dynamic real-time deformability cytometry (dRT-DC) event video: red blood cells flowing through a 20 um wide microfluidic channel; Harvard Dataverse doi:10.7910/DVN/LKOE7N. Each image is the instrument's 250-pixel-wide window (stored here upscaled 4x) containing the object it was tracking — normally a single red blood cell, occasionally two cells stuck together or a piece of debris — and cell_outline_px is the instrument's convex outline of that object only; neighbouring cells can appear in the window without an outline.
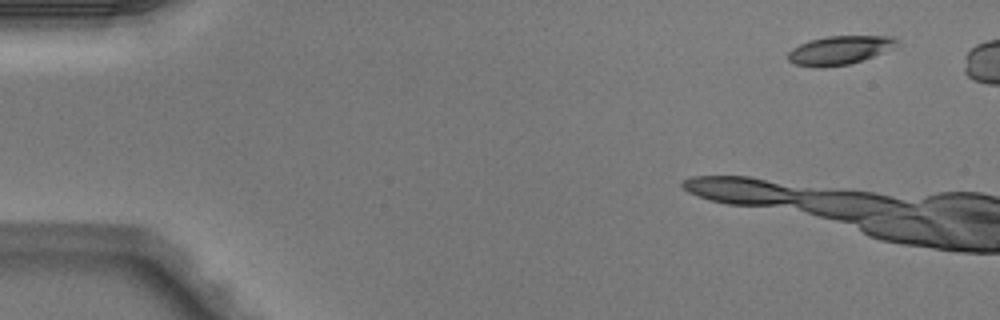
{"species": "Egyptian fruit bat (a non-hibernating species)", "species_latin": "Rousettus aegyptiacus", "temperature_condition": "warm", "stored_images_in_passage": 4, "camera_frame_rate_fps": 3000, "um_per_image_px": 0.085, "animal": {"sex": "male"}, "frame": {"image": 1, "passage_image": 1, "time_ms": 0.0, "image_size_px": [1000, 320], "cell_outline_px": [[900, 40], [896, 48], [848, 64], [796, 64], [788, 60], [788, 52], [792, 48], [808, 40], [828, 36], [892, 36]], "centroid_in_image_um": [71.45, 4.2], "position_along_channel_um": 13.5, "area_um2": 17.46}}